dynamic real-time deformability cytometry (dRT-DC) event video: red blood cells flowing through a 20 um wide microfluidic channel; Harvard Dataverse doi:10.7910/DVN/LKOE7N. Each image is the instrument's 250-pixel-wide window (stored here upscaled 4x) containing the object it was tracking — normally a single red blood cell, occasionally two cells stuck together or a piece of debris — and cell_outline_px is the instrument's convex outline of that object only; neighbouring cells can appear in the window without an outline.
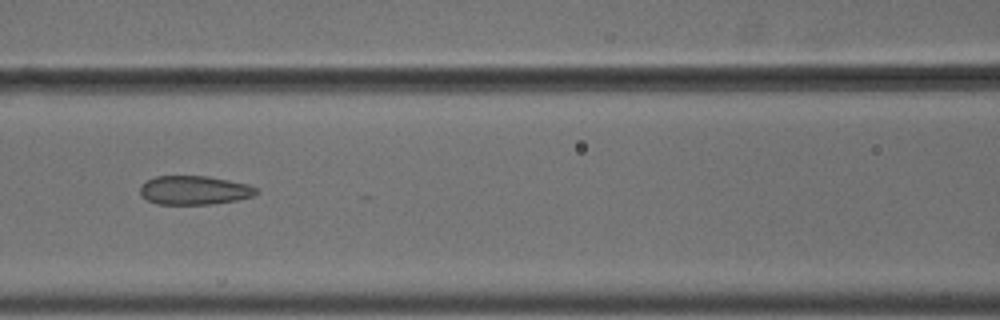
{"species": "common noctule bat (a hibernating species)", "species_latin": "Nyctalus noctula", "temperature_condition": "cold", "stored_images_in_passage": 5, "camera_frame_rate_fps": 3000, "um_per_image_px": 0.085, "animal": {"sex": "male", "body_mass_g": 18.8}, "frame": {"image": 1, "passage_image": 3, "time_ms": 0.667, "image_size_px": [1000, 320], "cell_outline_px": [[260, 192], [252, 196], [236, 200], [212, 204], [156, 204], [140, 196], [140, 184], [156, 176], [208, 176], [248, 184], [256, 188]], "centroid_in_image_um": [16.49, 16.17], "position_along_channel_um": 150.1, "area_um2": 19.59}}
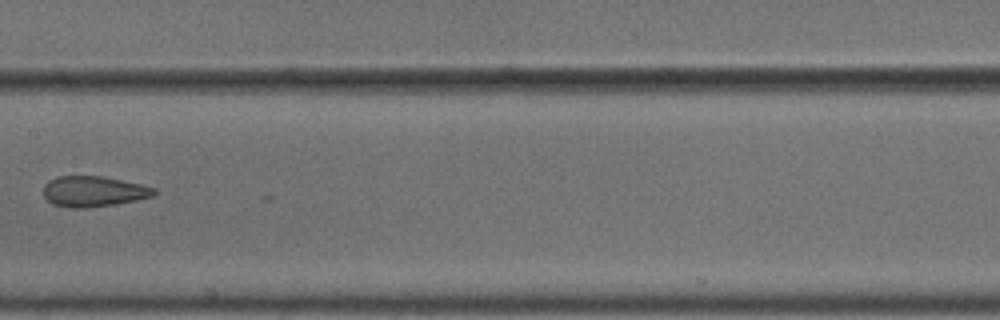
{"frame": {"image": 2, "passage_image": 4, "time_ms": 1.0, "image_size_px": [1000, 320], "cell_outline_px": [[156, 192], [152, 196], [136, 200], [116, 204], [84, 208], [68, 208], [52, 204], [44, 196], [44, 184], [48, 180], [56, 176], [100, 176], [140, 184], [156, 188]], "centroid_in_image_um": [7.91, 16.27], "position_along_channel_um": 199.5, "area_um2": 19.71}}
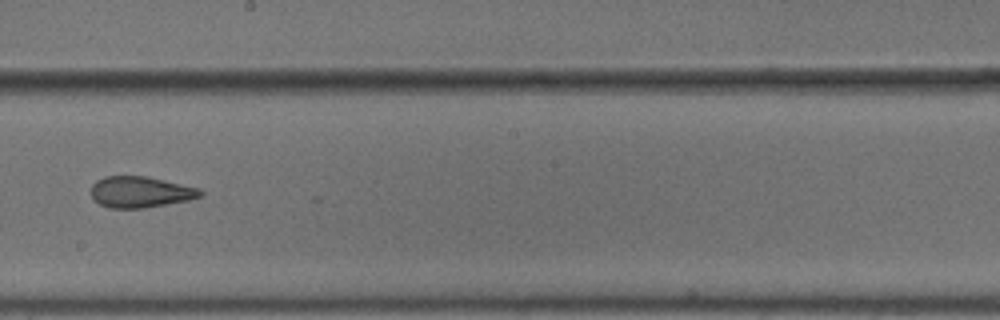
{"frame": {"image": 3, "passage_image": 5, "time_ms": 1.333, "image_size_px": [1000, 320], "cell_outline_px": [[204, 192], [200, 196], [188, 200], [144, 208], [108, 208], [100, 204], [92, 196], [92, 184], [96, 180], [104, 176], [144, 176], [164, 180], [200, 188]], "centroid_in_image_um": [11.93, 16.32], "position_along_channel_um": 236.3, "area_um2": 19.71}}